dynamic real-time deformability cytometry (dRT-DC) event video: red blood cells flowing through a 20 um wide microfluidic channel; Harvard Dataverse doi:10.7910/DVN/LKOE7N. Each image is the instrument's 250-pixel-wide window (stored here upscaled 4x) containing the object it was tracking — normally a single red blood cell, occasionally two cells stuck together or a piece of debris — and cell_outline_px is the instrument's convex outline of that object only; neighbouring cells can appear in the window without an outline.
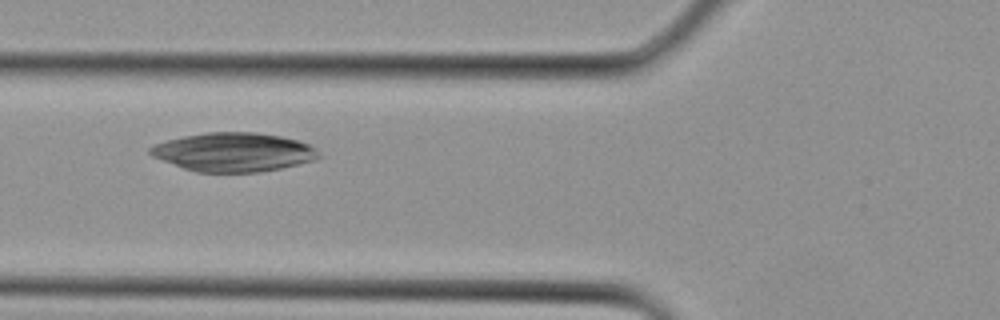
{"species": "Egyptian fruit bat (a non-hibernating species)", "species_latin": "Rousettus aegyptiacus", "temperature_condition": "cold", "stored_images_in_passage": 4, "camera_frame_rate_fps": 3000, "um_per_image_px": 0.085, "animal": {"sex": "female"}, "frame": {"image": 1, "passage_image": 4, "time_ms": 1.0, "image_size_px": [1000, 320], "cell_outline_px": [[320, 156], [316, 160], [280, 168], [260, 172], [196, 172], [184, 168], [152, 156], [148, 152], [148, 148], [156, 144], [168, 140], [184, 136], [208, 132], [256, 132], [280, 136], [300, 140], [316, 148]], "centroid_in_image_um": [19.88, 12.92], "position_along_channel_um": 105.9, "area_um2": 38.03}}